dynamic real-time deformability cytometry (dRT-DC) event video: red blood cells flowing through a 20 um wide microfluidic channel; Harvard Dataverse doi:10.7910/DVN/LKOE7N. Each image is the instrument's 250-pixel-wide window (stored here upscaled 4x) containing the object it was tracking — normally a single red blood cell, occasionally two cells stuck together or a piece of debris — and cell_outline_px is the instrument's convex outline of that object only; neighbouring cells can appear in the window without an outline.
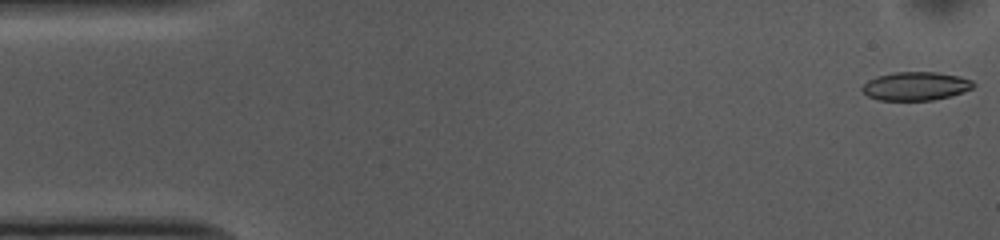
{"species": "common noctule bat (a hibernating species)", "species_latin": "Nyctalus noctula", "temperature_condition": "cold", "stored_images_in_passage": 52, "camera_frame_rate_fps": 3000, "um_per_image_px": 0.085, "animal": {"sex": "female", "body_mass_g": 10.0, "forearm_length_mm": 53.1}, "frame": {"image": 1, "passage_image": 1, "time_ms": 0.0, "image_size_px": [1000, 240], "cell_outline_px": [[976, 84], [972, 88], [964, 92], [952, 96], [932, 100], [880, 100], [868, 96], [860, 88], [868, 80], [876, 76], [896, 72], [936, 72], [960, 76], [972, 80]], "centroid_in_image_um": [77.86, 7.32], "position_along_channel_um": 7.1, "area_um2": 18.55}}
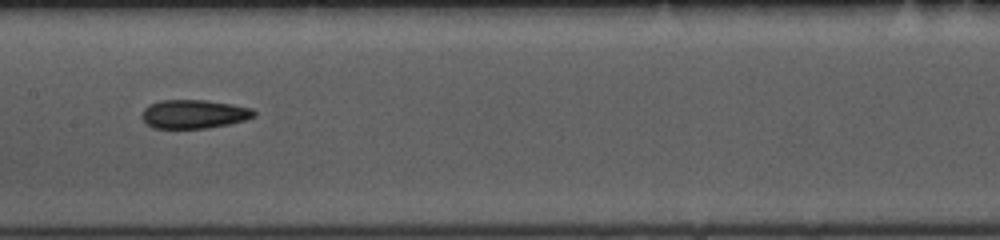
{"frame": {"image": 2, "passage_image": 25, "time_ms": 8.0, "image_size_px": [1000, 240], "cell_outline_px": [[256, 116], [244, 120], [228, 124], [208, 128], [152, 128], [140, 116], [144, 108], [148, 104], [160, 100], [208, 100], [232, 104], [252, 108], [256, 112]], "centroid_in_image_um": [16.48, 9.69], "position_along_channel_um": 190.9, "area_um2": 18.9}}
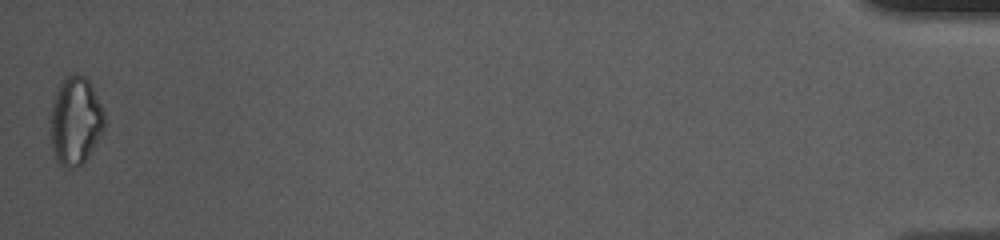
{"frame": {"image": 3, "passage_image": 52, "time_ms": 17.0, "image_size_px": [1000, 240], "cell_outline_px": [[104, 128], [100, 136], [88, 156], [76, 168], [64, 168], [56, 160], [52, 148], [48, 128], [52, 104], [56, 92], [60, 84], [68, 76], [76, 72], [84, 76], [88, 80], [104, 108]], "centroid_in_image_um": [6.39, 10.28], "position_along_channel_um": 428.8, "area_um2": 27.98}, "authors_computed_cell_mechanics": {"area_um2": 19.074, "velocity_mm_per_s": 3.7453, "shape_relaxation_time_tau1_ms": 9.1966, "shape_relaxation_time_tau2_ms": 8.3697, "deformation_change_tau1": 0.1454, "deformation_change_tau2": 0.1681}}